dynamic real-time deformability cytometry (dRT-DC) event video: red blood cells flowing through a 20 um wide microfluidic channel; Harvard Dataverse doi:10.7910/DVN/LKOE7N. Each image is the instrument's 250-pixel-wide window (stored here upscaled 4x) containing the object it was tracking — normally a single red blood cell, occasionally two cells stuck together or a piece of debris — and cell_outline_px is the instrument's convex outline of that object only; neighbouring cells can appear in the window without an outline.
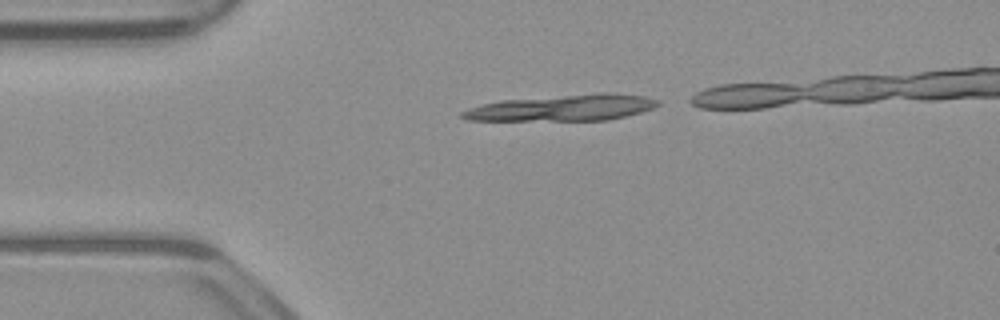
{"species": "common noctule bat (a hibernating species)", "species_latin": "Nyctalus noctula", "temperature_condition": "warm", "stored_images_in_passage": 8, "camera_frame_rate_fps": 3000, "um_per_image_px": 0.085, "animal": {"sex": "male", "body_mass_g": 23.1, "forearm_length_mm": 52.7}, "frame": {"image": 1, "passage_image": 1, "time_ms": 0.0, "image_size_px": [1000, 320], "cell_outline_px": [[660, 104], [652, 108], [640, 112], [608, 120], [468, 120], [460, 116], [460, 112], [468, 108], [500, 100], [600, 92], [612, 92], [648, 96], [660, 100]], "centroid_in_image_um": [47.88, 9.14], "position_along_channel_um": 37.1, "area_um2": 30.0}}